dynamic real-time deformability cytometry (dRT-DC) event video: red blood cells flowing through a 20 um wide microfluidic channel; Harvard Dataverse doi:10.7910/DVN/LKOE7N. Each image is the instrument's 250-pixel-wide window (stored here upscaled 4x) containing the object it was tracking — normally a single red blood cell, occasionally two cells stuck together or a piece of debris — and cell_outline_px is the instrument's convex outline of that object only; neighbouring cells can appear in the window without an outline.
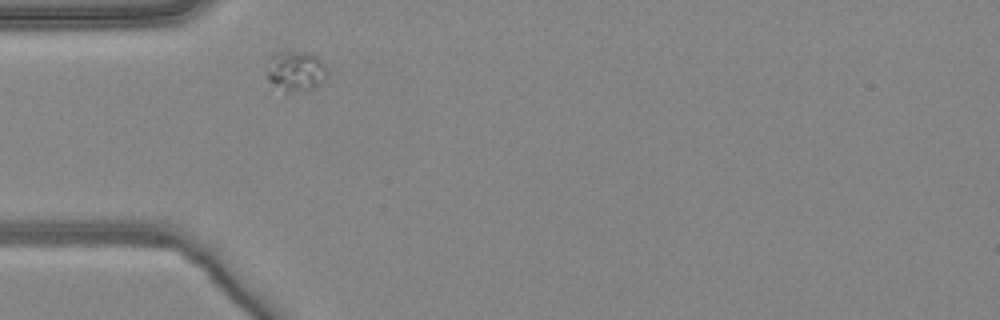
{"species": "common noctule bat (a hibernating species)", "species_latin": "Nyctalus noctula", "temperature_condition": "warm", "stored_images_in_passage": 3, "camera_frame_rate_fps": 3000, "um_per_image_px": 0.085, "animal": {"sex": "female", "body_mass_g": 24.6, "forearm_length_mm": 56.2}, "frame": {"image": 1, "passage_image": 1, "time_ms": 0.0, "image_size_px": [1000, 320], "cell_outline_px": [[328, 72], [324, 80], [316, 88], [304, 92], [284, 92], [268, 80], [268, 56], [272, 52], [280, 48], [288, 48], [308, 52], [316, 56], [324, 64]], "centroid_in_image_um": [25.11, 5.98], "position_along_channel_um": 59.9, "area_um2": 15.09}}